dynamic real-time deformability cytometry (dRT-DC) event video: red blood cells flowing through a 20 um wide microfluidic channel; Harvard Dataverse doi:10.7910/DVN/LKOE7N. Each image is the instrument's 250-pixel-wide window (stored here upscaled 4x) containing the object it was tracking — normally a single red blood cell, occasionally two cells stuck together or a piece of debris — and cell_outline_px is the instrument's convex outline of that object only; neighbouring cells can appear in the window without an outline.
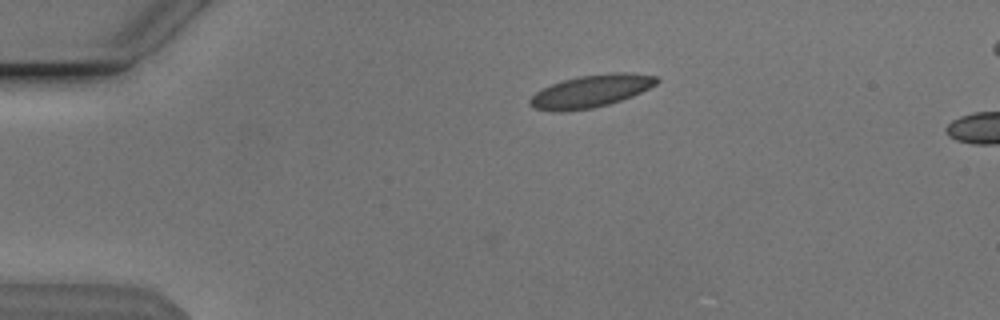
{"species": "Egyptian fruit bat (a non-hibernating species)", "species_latin": "Rousettus aegyptiacus", "temperature_condition": "cold", "stored_images_in_passage": 4, "camera_frame_rate_fps": 3000, "um_per_image_px": 0.085, "animal": {"sex": "male"}, "frame": {"image": 1, "passage_image": 4, "time_ms": 1.0, "image_size_px": [1000, 320], "cell_outline_px": [[660, 80], [656, 84], [632, 96], [608, 104], [592, 108], [564, 112], [552, 112], [532, 108], [528, 104], [528, 100], [536, 92], [560, 80], [580, 76], [608, 72], [632, 72], [656, 76]], "centroid_in_image_um": [50.19, 7.75], "position_along_channel_um": 34.8, "area_um2": 24.22}}